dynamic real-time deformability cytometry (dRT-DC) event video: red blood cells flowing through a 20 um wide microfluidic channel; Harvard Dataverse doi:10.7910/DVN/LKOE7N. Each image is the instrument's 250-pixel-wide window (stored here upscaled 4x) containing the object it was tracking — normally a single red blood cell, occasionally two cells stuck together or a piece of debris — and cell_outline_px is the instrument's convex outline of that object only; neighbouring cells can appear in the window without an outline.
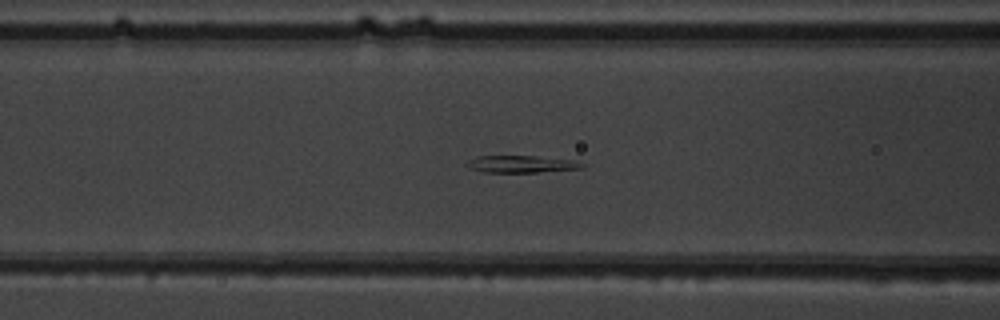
{"species": "common noctule bat (a hibernating species)", "species_latin": "Nyctalus noctula", "temperature_condition": "warm", "stored_images_in_passage": 52, "segment_of_instrument_passage": [2, 2], "camera_frame_rate_fps": 3000, "um_per_image_px": 0.085, "animal": {"sex": "male", "body_mass_g": 19.5, "forearm_length_mm": 54.6}, "frame": {"image": 1, "passage_image": 21, "time_ms": 6.667, "image_size_px": [1000, 320], "cell_outline_px": [[584, 168], [536, 172], [484, 172], [472, 168], [464, 164], [468, 160], [476, 156], [532, 156], [572, 160], [584, 164]], "centroid_in_image_um": [44.28, 13.94], "position_along_channel_um": 122.3, "area_um2": 11.27}}
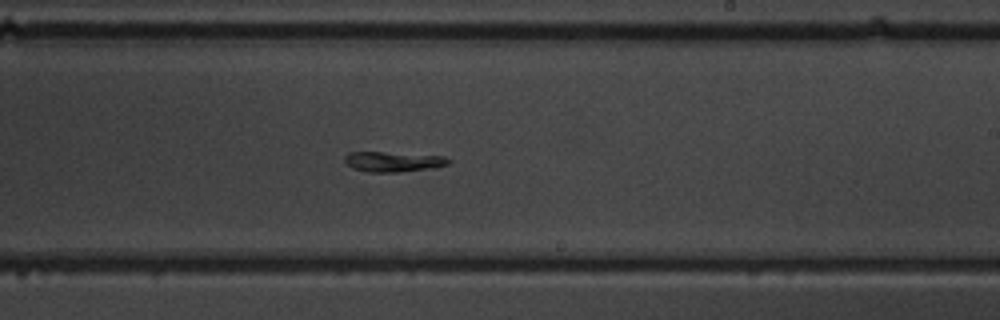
{"frame": {"image": 2, "passage_image": 31, "time_ms": 10.0, "image_size_px": [1000, 320], "cell_outline_px": [[452, 160], [448, 164], [436, 168], [400, 172], [368, 172], [352, 168], [344, 160], [344, 156], [348, 152], [384, 152], [444, 156]], "centroid_in_image_um": [33.44, 13.74], "position_along_channel_um": 255.6, "area_um2": 12.31}}
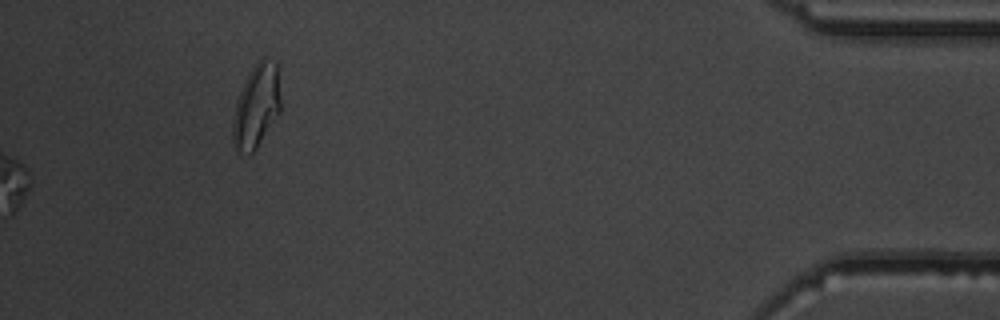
{"frame": {"image": 3, "passage_image": 52, "time_ms": 17.0, "image_size_px": [1000, 320], "cell_outline_px": [[280, 112], [256, 148], [252, 152], [240, 152], [236, 148], [232, 140], [232, 120], [236, 100], [252, 68], [264, 56], [276, 64], [280, 96]], "centroid_in_image_um": [21.78, 9.04], "position_along_channel_um": 413.4, "area_um2": 22.77}}